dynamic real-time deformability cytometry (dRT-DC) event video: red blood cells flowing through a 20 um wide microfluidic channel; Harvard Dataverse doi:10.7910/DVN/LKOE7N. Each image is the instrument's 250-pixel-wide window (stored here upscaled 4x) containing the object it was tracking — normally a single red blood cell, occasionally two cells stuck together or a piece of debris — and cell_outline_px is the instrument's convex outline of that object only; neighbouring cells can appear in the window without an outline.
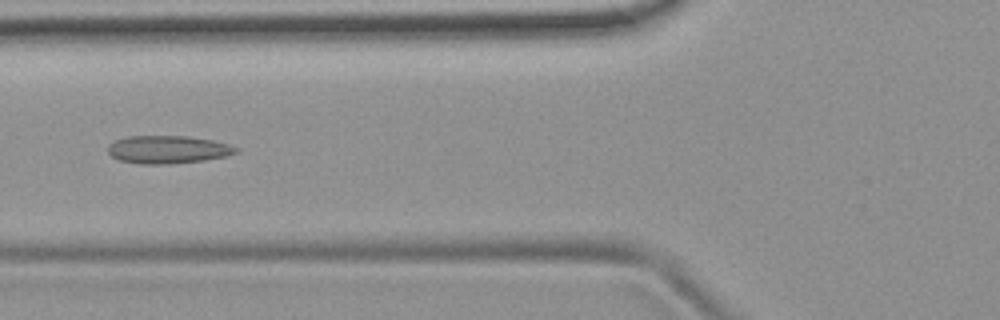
{"species": "common noctule bat (a hibernating species)", "species_latin": "Nyctalus noctula", "temperature_condition": "room temperature", "stored_images_in_passage": 7, "camera_frame_rate_fps": 3000, "um_per_image_px": 0.085, "animal": {"sex": "female", "body_mass_g": 19.9}, "frame": {"image": 1, "passage_image": 6, "time_ms": 1.667, "image_size_px": [1000, 320], "cell_outline_px": [[240, 152], [228, 156], [204, 160], [168, 164], [140, 164], [120, 160], [112, 156], [108, 152], [108, 144], [116, 140], [128, 136], [188, 136], [212, 140], [228, 144], [240, 148]], "centroid_in_image_um": [14.31, 12.71], "position_along_channel_um": 111.5, "area_um2": 20.92}}
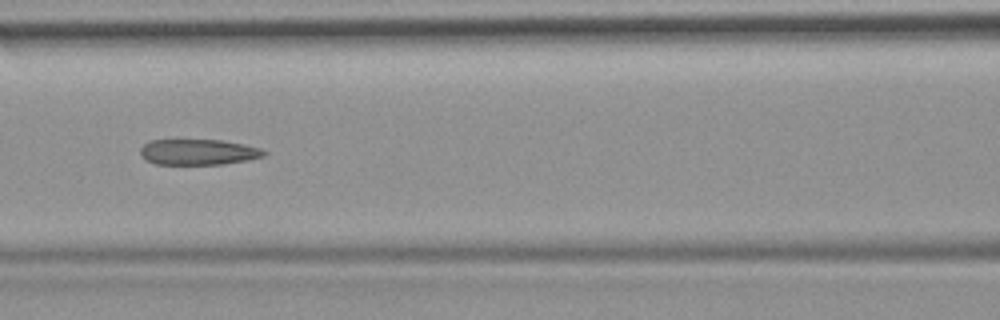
{"frame": {"image": 2, "passage_image": 7, "time_ms": 2.0, "image_size_px": [1000, 320], "cell_outline_px": [[268, 152], [264, 156], [248, 160], [220, 164], [156, 164], [140, 156], [140, 148], [148, 140], [220, 140], [244, 144], [260, 148]], "centroid_in_image_um": [16.85, 12.92], "position_along_channel_um": 149.8, "area_um2": 18.5}}